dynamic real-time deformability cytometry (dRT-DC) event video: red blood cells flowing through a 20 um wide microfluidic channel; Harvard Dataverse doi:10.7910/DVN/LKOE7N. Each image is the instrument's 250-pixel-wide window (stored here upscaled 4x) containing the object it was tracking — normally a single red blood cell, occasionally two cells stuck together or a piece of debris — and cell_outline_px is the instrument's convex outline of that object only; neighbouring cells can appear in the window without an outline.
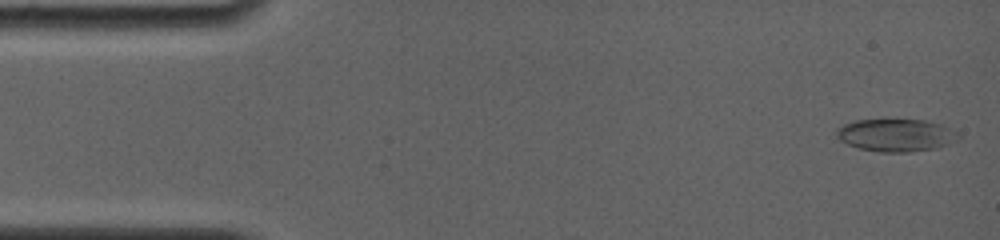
{"species": "common noctule bat (a hibernating species)", "species_latin": "Nyctalus noctula", "temperature_condition": "room temperature", "stored_images_in_passage": 10, "camera_frame_rate_fps": 4000, "um_per_image_px": 0.085, "animal": {"sex": "female", "body_mass_g": 19.0, "forearm_length_mm": 56.7}, "frame": {"image": 1, "passage_image": 1, "time_ms": 0.0, "image_size_px": [1000, 240], "cell_outline_px": [[960, 136], [956, 140], [948, 144], [936, 148], [908, 152], [880, 152], [860, 148], [848, 144], [840, 140], [836, 136], [836, 128], [844, 124], [856, 120], [888, 116], [928, 120], [940, 124], [956, 132]], "centroid_in_image_um": [76.12, 11.43], "position_along_channel_um": 8.9, "area_um2": 23.99}}
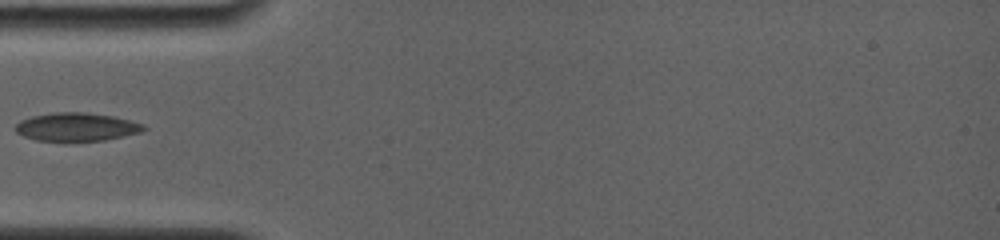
{"frame": {"image": 2, "passage_image": 6, "time_ms": 4.75, "image_size_px": [1000, 240], "cell_outline_px": [[148, 128], [140, 132], [124, 136], [104, 140], [64, 144], [36, 140], [24, 136], [16, 132], [12, 128], [20, 120], [32, 116], [56, 112], [88, 112], [112, 116], [144, 124]], "centroid_in_image_um": [6.46, 10.83], "position_along_channel_um": 78.5, "area_um2": 21.96}}
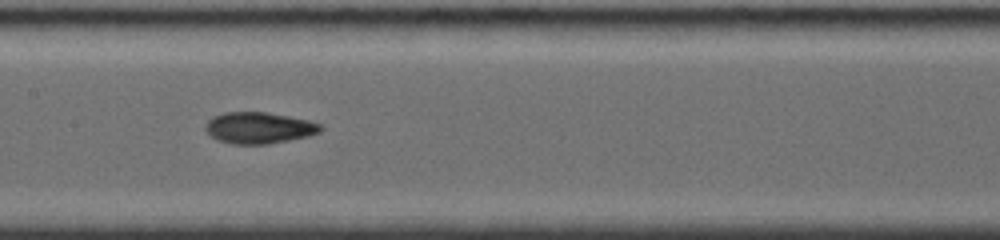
{"frame": {"image": 3, "passage_image": 9, "time_ms": 7.5, "image_size_px": [1000, 240], "cell_outline_px": [[324, 128], [320, 132], [308, 136], [268, 144], [232, 144], [216, 140], [204, 128], [204, 124], [212, 116], [224, 112], [268, 112], [308, 120], [320, 124]], "centroid_in_image_um": [21.99, 10.86], "position_along_channel_um": 185.4, "area_um2": 21.15}}